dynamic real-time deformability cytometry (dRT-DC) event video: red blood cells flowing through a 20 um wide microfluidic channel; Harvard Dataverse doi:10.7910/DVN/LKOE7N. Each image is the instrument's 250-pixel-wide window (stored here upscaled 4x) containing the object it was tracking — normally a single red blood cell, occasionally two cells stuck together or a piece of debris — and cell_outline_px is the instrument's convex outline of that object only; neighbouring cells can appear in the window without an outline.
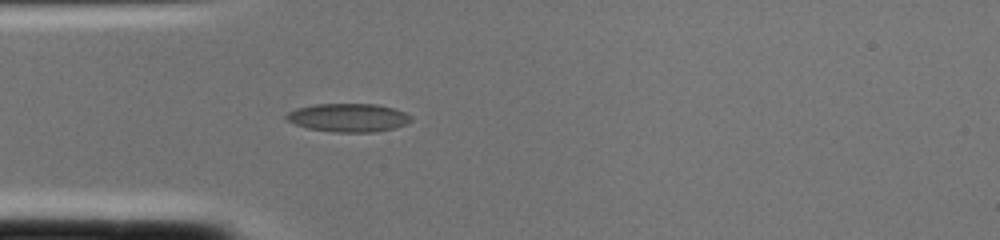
{"species": "common noctule bat (a hibernating species)", "species_latin": "Nyctalus noctula", "temperature_condition": "cold", "stored_images_in_passage": 2, "camera_frame_rate_fps": 3000, "um_per_image_px": 0.085, "animal": {"sex": "female", "body_mass_g": 22.0, "forearm_length_mm": 56.7}, "frame": {"image": 1, "passage_image": 2, "time_ms": 0.333, "image_size_px": [1000, 240], "cell_outline_px": [[412, 120], [404, 124], [392, 128], [372, 132], [336, 132], [308, 128], [296, 124], [288, 120], [284, 116], [288, 112], [296, 108], [316, 104], [376, 104], [396, 108], [412, 116]], "centroid_in_image_um": [29.61, 9.99], "position_along_channel_um": 55.4, "area_um2": 20.46}}